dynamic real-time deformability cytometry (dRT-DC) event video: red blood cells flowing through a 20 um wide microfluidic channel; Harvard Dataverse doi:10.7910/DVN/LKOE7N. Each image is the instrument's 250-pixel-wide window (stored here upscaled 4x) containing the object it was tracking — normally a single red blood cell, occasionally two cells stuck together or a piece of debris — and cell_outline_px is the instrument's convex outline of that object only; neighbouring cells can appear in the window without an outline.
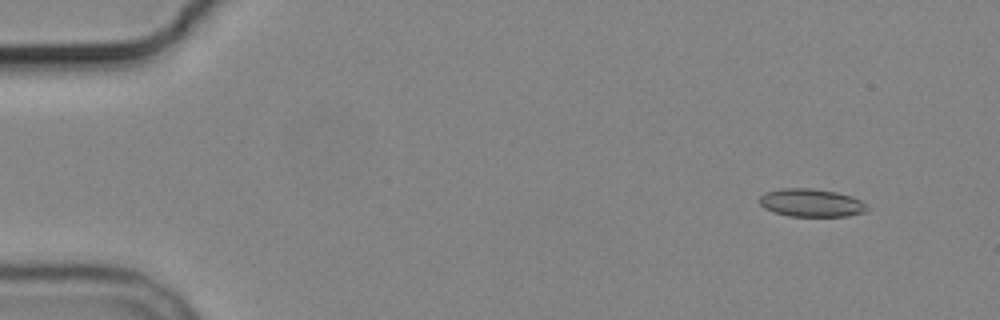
{"species": "common noctule bat (a hibernating species)", "species_latin": "Nyctalus noctula", "temperature_condition": "cold", "stored_images_in_passage": 6, "camera_frame_rate_fps": 3000, "um_per_image_px": 0.085, "animal": {"sex": "male", "body_mass_g": 19.2, "forearm_length_mm": 51.8}, "frame": {"image": 1, "passage_image": 2, "time_ms": 1.333, "image_size_px": [1000, 320], "cell_outline_px": [[868, 208], [864, 212], [848, 216], [788, 216], [764, 208], [760, 204], [760, 196], [764, 192], [780, 188], [812, 188], [836, 192], [852, 196], [860, 200]], "centroid_in_image_um": [68.93, 17.23], "position_along_channel_um": 16.1, "area_um2": 17.51}}
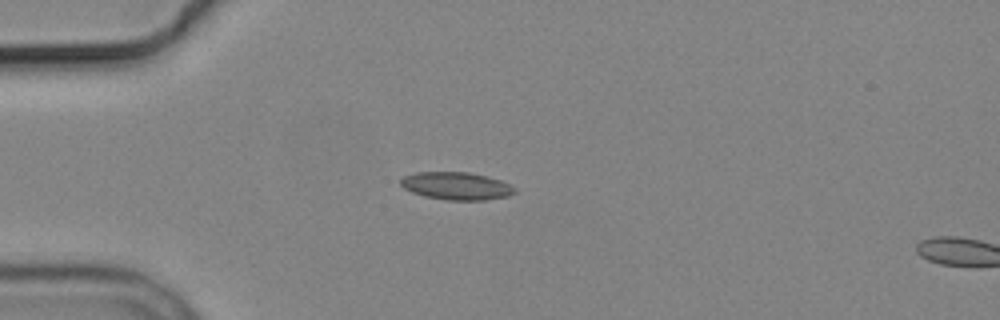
{"frame": {"image": 2, "passage_image": 5, "time_ms": 4.667, "image_size_px": [1000, 320], "cell_outline_px": [[516, 192], [508, 196], [484, 200], [448, 200], [424, 196], [412, 192], [404, 188], [400, 184], [400, 180], [404, 176], [416, 172], [468, 172], [500, 180], [516, 188]], "centroid_in_image_um": [38.78, 15.81], "position_along_channel_um": 46.2, "area_um2": 18.26}}